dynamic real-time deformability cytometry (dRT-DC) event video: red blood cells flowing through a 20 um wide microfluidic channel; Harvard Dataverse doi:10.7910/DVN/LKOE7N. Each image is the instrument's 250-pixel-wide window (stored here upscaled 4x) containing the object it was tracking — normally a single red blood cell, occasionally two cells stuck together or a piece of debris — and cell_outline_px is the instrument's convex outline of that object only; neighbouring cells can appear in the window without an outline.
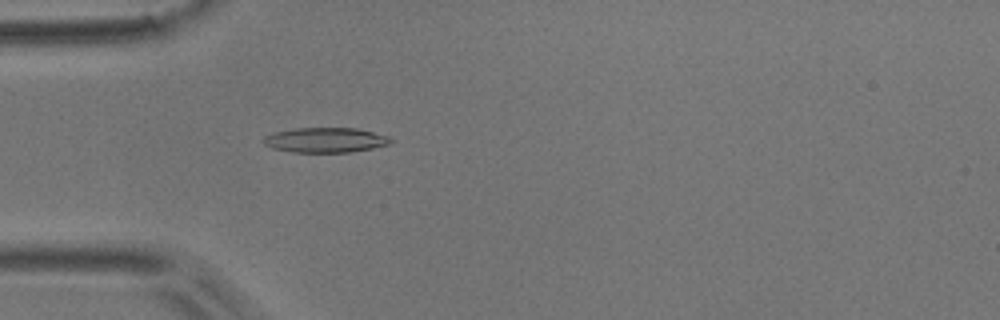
{"species": "common noctule bat (a hibernating species)", "species_latin": "Nyctalus noctula", "temperature_condition": "room temperature", "stored_images_in_passage": 5, "camera_frame_rate_fps": 3000, "um_per_image_px": 0.085, "animal": {"sex": "male", "body_mass_g": 17.9}, "frame": {"image": 1, "passage_image": 5, "time_ms": 1.333, "image_size_px": [1000, 320], "cell_outline_px": [[392, 144], [352, 152], [292, 152], [272, 148], [264, 144], [260, 140], [264, 136], [276, 132], [296, 128], [356, 128], [388, 136], [392, 140]], "centroid_in_image_um": [27.65, 11.91], "position_along_channel_um": 57.4, "area_um2": 18.5}}